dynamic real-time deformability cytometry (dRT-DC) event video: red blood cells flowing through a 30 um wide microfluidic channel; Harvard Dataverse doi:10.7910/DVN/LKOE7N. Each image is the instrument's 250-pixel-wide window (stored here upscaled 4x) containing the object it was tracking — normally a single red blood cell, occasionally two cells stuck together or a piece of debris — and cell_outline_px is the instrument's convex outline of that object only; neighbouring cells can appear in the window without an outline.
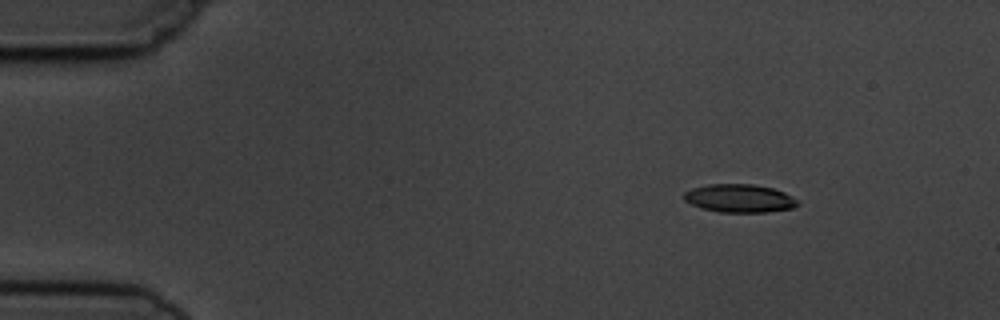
{"species": "common noctule bat (a hibernating species)", "species_latin": "Nyctalus noctula", "temperature_condition": "cold", "stored_images_in_passage": 6, "camera_frame_rate_fps": 3000, "um_per_image_px": 0.085, "animal": {"sex": "male", "body_mass_g": 19.5, "forearm_length_mm": 54.6}, "frame": {"image": 1, "passage_image": 1, "time_ms": 0.0, "image_size_px": [1000, 320], "cell_outline_px": [[800, 204], [792, 208], [768, 212], [720, 212], [704, 208], [692, 204], [684, 200], [684, 192], [692, 188], [708, 184], [752, 184], [772, 188], [784, 192], [792, 196]], "centroid_in_image_um": [62.86, 16.85], "position_along_channel_um": 22.1, "area_um2": 18.55}}
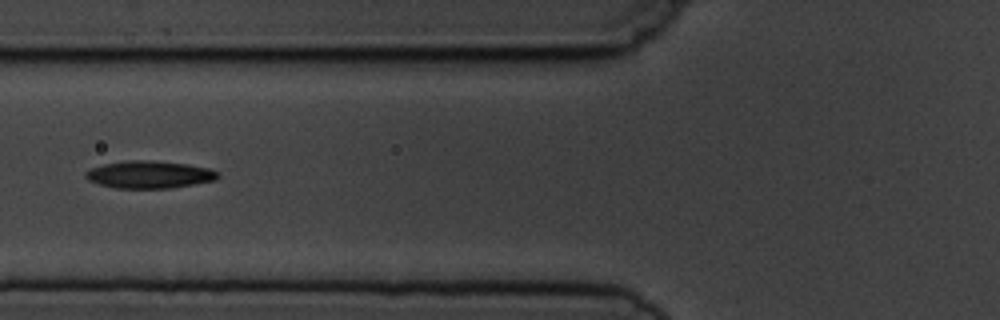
{"frame": {"image": 2, "passage_image": 5, "time_ms": 4.667, "image_size_px": [1000, 320], "cell_outline_px": [[220, 176], [216, 180], [172, 188], [116, 188], [100, 184], [88, 180], [84, 176], [84, 172], [92, 168], [104, 164], [128, 160], [152, 160], [188, 164], [208, 168], [220, 172]], "centroid_in_image_um": [12.72, 14.83], "position_along_channel_um": 113.1, "area_um2": 21.21}}
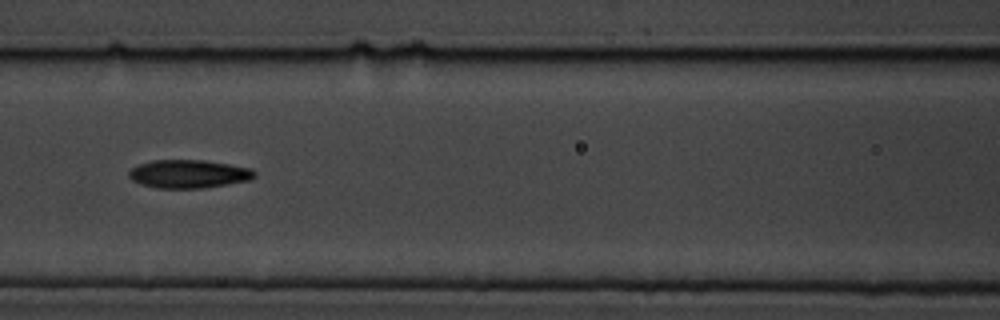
{"frame": {"image": 3, "passage_image": 6, "time_ms": 5.667, "image_size_px": [1000, 320], "cell_outline_px": [[256, 176], [252, 180], [204, 188], [156, 188], [140, 184], [132, 180], [128, 176], [128, 172], [132, 168], [140, 164], [152, 160], [204, 160], [252, 168], [256, 172]], "centroid_in_image_um": [16.06, 14.79], "position_along_channel_um": 150.5, "area_um2": 20.87}}